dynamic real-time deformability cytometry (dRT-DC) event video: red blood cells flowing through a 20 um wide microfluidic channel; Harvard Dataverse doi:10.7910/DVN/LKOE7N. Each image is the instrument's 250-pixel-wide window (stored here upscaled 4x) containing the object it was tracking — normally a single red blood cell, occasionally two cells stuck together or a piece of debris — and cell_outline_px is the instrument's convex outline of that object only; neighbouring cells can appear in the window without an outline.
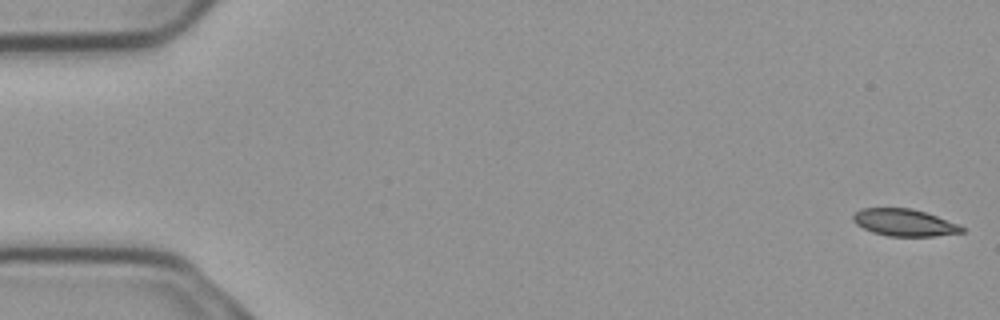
{"species": "common noctule bat (a hibernating species)", "species_latin": "Nyctalus noctula", "temperature_condition": "cold", "stored_images_in_passage": 55, "camera_frame_rate_fps": 3000, "um_per_image_px": 0.085, "animal": {"sex": "male", "body_mass_g": 23.1, "forearm_length_mm": 52.7}, "frame": {"image": 1, "passage_image": 1, "time_ms": 0.0, "image_size_px": [1000, 320], "cell_outline_px": [[964, 232], [936, 236], [888, 236], [872, 232], [856, 224], [852, 220], [852, 216], [860, 208], [912, 208], [936, 216], [956, 224], [964, 228]], "centroid_in_image_um": [76.82, 18.92], "position_along_channel_um": 8.2, "area_um2": 16.99}}
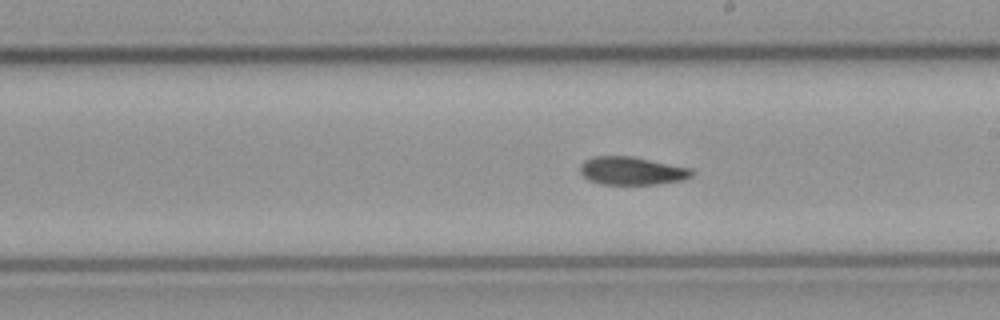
{"frame": {"image": 2, "passage_image": 31, "time_ms": 10.0, "image_size_px": [1000, 320], "cell_outline_px": [[692, 176], [684, 180], [656, 184], [604, 184], [588, 180], [580, 172], [580, 164], [584, 160], [592, 156], [632, 156], [692, 168]], "centroid_in_image_um": [53.7, 14.51], "position_along_channel_um": 235.3, "area_um2": 18.32}}
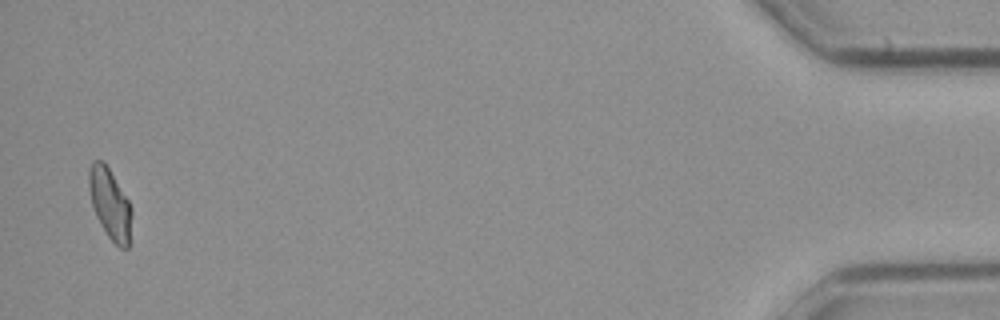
{"frame": {"image": 3, "passage_image": 54, "time_ms": 17.667, "image_size_px": [1000, 320], "cell_outline_px": [[132, 212], [128, 248], [120, 248], [108, 236], [96, 216], [92, 204], [88, 188], [88, 168], [92, 160], [104, 160], [128, 200], [132, 208]], "centroid_in_image_um": [9.33, 17.27], "position_along_channel_um": 425.9, "area_um2": 17.57}}